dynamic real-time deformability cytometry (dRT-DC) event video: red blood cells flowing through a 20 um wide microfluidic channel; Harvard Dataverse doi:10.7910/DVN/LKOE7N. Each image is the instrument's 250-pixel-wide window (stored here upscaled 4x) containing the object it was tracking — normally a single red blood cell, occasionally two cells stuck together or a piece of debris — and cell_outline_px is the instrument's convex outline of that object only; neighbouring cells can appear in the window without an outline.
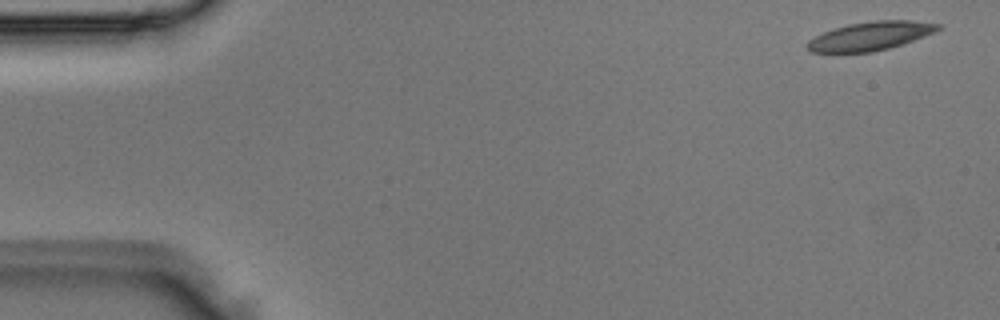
{"species": "Egyptian fruit bat (a non-hibernating species)", "species_latin": "Rousettus aegyptiacus", "temperature_condition": "room temperature", "stored_images_in_passage": 4, "camera_frame_rate_fps": 3000, "um_per_image_px": 0.085, "animal": {"sex": "male"}, "frame": {"image": 1, "passage_image": 1, "time_ms": 0.0, "image_size_px": [1000, 320], "cell_outline_px": [[944, 28], [936, 32], [904, 44], [872, 52], [812, 52], [804, 44], [808, 40], [832, 28], [848, 24], [872, 20], [912, 20], [940, 24]], "centroid_in_image_um": [74.03, 3.05], "position_along_channel_um": 11.0, "area_um2": 22.02}}